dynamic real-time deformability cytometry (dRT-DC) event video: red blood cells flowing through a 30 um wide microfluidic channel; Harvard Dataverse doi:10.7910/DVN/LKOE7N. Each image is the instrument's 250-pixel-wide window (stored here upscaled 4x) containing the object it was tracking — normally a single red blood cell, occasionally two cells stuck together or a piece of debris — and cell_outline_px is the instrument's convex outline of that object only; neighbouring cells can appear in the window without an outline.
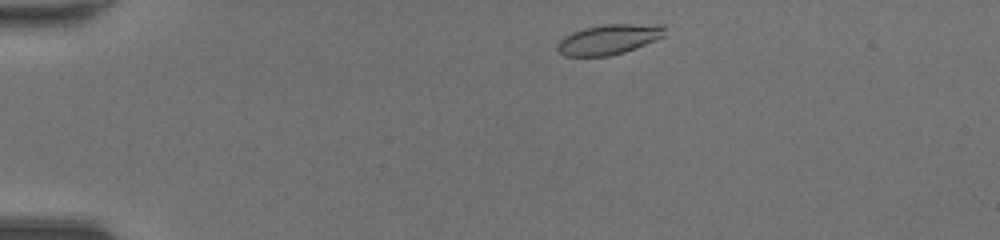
{"species": "common noctule bat (a hibernating species)", "species_latin": "Nyctalus noctula", "temperature_condition": "room temperature", "stored_images_in_passage": 40, "camera_frame_rate_fps": 3000, "um_per_image_px": 0.085, "animal": {"sex": "female", "body_mass_g": 20.0, "forearm_length_mm": 54.0}, "frame": {"image": 1, "passage_image": 2, "time_ms": 0.333, "image_size_px": [1000, 240], "cell_outline_px": [[664, 36], [656, 40], [636, 48], [624, 52], [608, 56], [564, 56], [556, 48], [556, 44], [564, 36], [572, 32], [584, 28], [604, 24], [664, 24]], "centroid_in_image_um": [51.74, 3.34], "position_along_channel_um": 33.3, "area_um2": 18.9}}
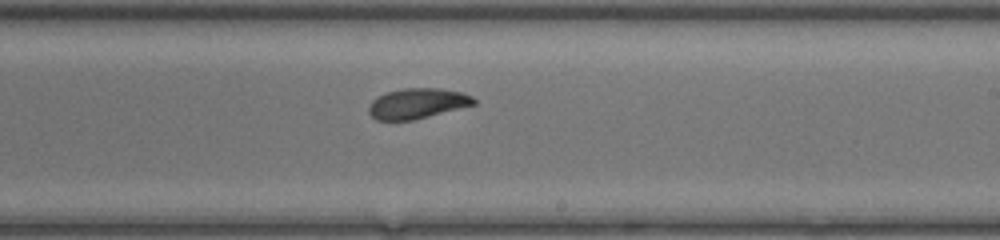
{"frame": {"image": 2, "passage_image": 22, "time_ms": 7.0, "image_size_px": [1000, 240], "cell_outline_px": [[476, 104], [412, 120], [376, 120], [368, 112], [368, 104], [376, 96], [388, 92], [404, 88], [440, 88], [460, 92], [472, 96], [476, 100]], "centroid_in_image_um": [35.44, 8.79], "position_along_channel_um": 253.6, "area_um2": 18.5}}
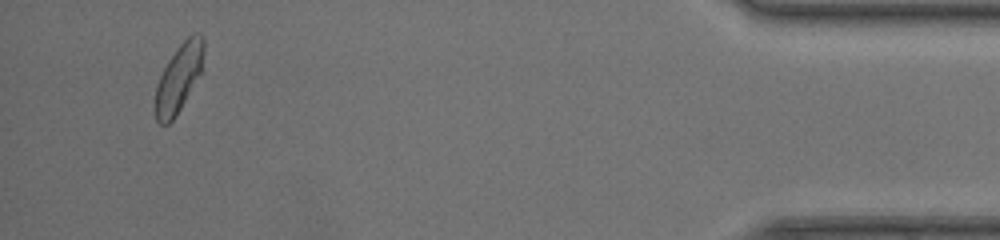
{"frame": {"image": 3, "passage_image": 38, "time_ms": 12.333, "image_size_px": [1000, 240], "cell_outline_px": [[204, 52], [200, 72], [176, 116], [168, 124], [160, 124], [156, 120], [152, 100], [156, 84], [168, 60], [176, 48], [192, 32], [200, 32], [204, 40]], "centroid_in_image_um": [15.14, 6.63], "position_along_channel_um": 420.1, "area_um2": 19.36}, "authors_computed_cell_mechanics": {"area_um2": 19.1896, "velocity_mm_per_s": 4.3535, "shape_relaxation_time_tau1_ms": 3.2046, "shape_relaxation_time_tau2_ms": 1.2732, "deformation_change_tau1": 0.16, "deformation_change_tau2": 0.0499}}